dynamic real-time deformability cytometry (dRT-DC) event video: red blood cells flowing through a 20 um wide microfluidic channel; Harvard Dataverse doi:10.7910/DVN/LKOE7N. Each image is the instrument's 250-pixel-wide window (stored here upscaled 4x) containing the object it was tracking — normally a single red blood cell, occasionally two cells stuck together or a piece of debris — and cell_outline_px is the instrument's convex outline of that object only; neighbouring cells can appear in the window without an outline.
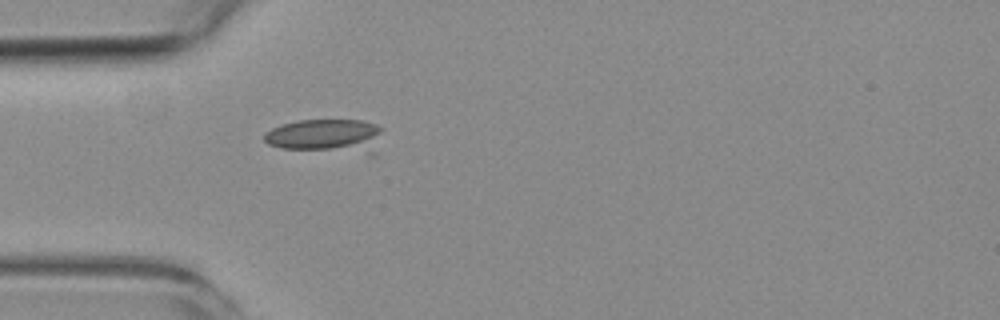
{"species": "common noctule bat (a hibernating species)", "species_latin": "Nyctalus noctula", "temperature_condition": "room temperature", "stored_images_in_passage": 4, "camera_frame_rate_fps": 3000, "um_per_image_px": 0.085, "animal": {"sex": "female", "body_mass_g": 19.3, "forearm_length_mm": 54.1}, "frame": {"image": 1, "passage_image": 4, "time_ms": 4.667, "image_size_px": [1000, 320], "cell_outline_px": [[384, 128], [380, 132], [364, 144], [332, 148], [284, 148], [268, 144], [264, 140], [264, 132], [280, 124], [300, 120], [364, 120], [376, 124]], "centroid_in_image_um": [27.34, 11.37], "position_along_channel_um": 57.7, "area_um2": 20.0}}